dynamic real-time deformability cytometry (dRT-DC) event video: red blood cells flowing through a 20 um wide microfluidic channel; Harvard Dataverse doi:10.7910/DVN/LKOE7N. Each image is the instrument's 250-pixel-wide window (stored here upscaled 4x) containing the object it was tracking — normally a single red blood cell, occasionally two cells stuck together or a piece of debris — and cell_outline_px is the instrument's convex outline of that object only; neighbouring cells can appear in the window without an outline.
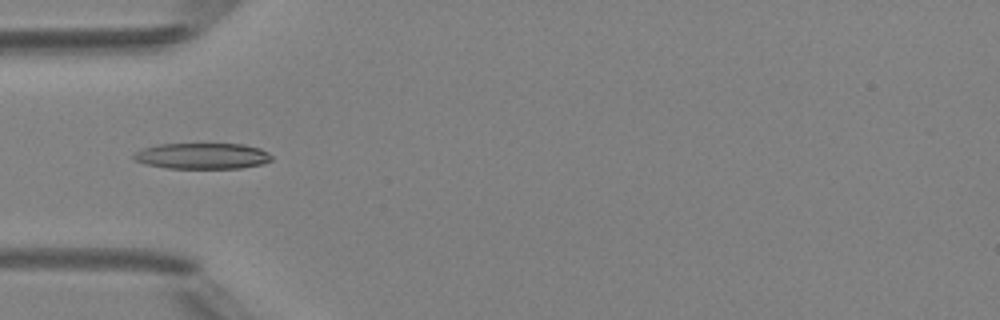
{"species": "Egyptian fruit bat (a non-hibernating species)", "species_latin": "Rousettus aegyptiacus", "temperature_condition": "room temperature", "stored_images_in_passage": 48, "camera_frame_rate_fps": 3000, "um_per_image_px": 0.085, "animal": {"sex": "female"}, "frame": {"image": 1, "passage_image": 15, "time_ms": 4.667, "image_size_px": [1000, 320], "cell_outline_px": [[272, 160], [260, 164], [240, 168], [168, 168], [144, 164], [136, 160], [132, 156], [136, 152], [144, 148], [160, 144], [244, 144], [260, 148], [268, 152], [272, 156]], "centroid_in_image_um": [17.21, 13.25], "position_along_channel_um": 67.8, "area_um2": 20.75}}
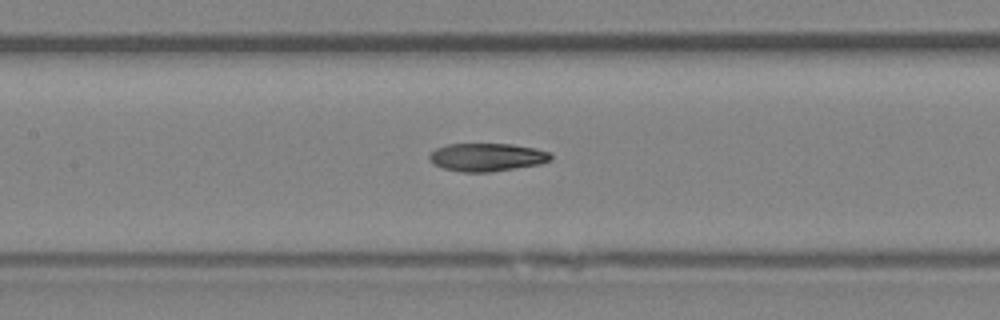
{"frame": {"image": 2, "passage_image": 22, "time_ms": 7.0, "image_size_px": [1000, 320], "cell_outline_px": [[552, 160], [540, 164], [488, 172], [460, 172], [444, 168], [432, 164], [428, 160], [428, 156], [436, 148], [448, 144], [512, 144], [536, 148], [552, 152]], "centroid_in_image_um": [41.4, 13.36], "position_along_channel_um": 166.0, "area_um2": 20.0}}
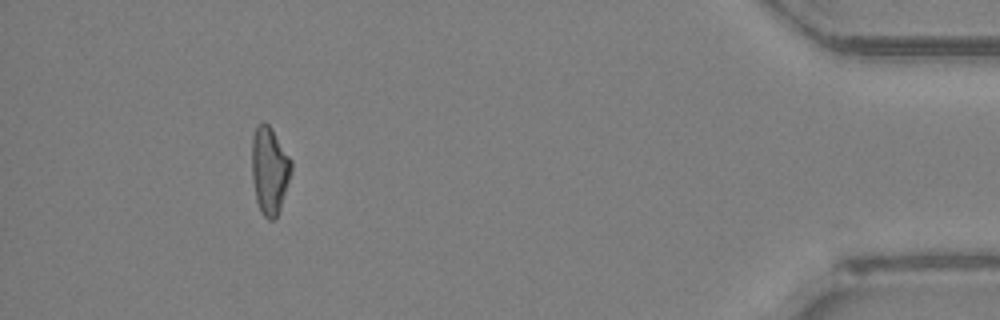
{"frame": {"image": 3, "passage_image": 44, "time_ms": 14.333, "image_size_px": [1000, 320], "cell_outline_px": [[292, 168], [280, 208], [276, 216], [272, 220], [268, 220], [264, 216], [256, 200], [252, 176], [252, 136], [256, 124], [264, 120], [272, 128], [292, 160]], "centroid_in_image_um": [22.9, 14.41], "position_along_channel_um": 412.3, "area_um2": 20.06}, "authors_computed_cell_mechanics": {"area_um2": 20.0855, "velocity_mm_per_s": 4.225, "shape_relaxation_time_tau1_ms": null, "shape_relaxation_time_tau2_ms": 4.0055, "deformation_change_tau1": null, "deformation_change_tau2": 0.1178}}